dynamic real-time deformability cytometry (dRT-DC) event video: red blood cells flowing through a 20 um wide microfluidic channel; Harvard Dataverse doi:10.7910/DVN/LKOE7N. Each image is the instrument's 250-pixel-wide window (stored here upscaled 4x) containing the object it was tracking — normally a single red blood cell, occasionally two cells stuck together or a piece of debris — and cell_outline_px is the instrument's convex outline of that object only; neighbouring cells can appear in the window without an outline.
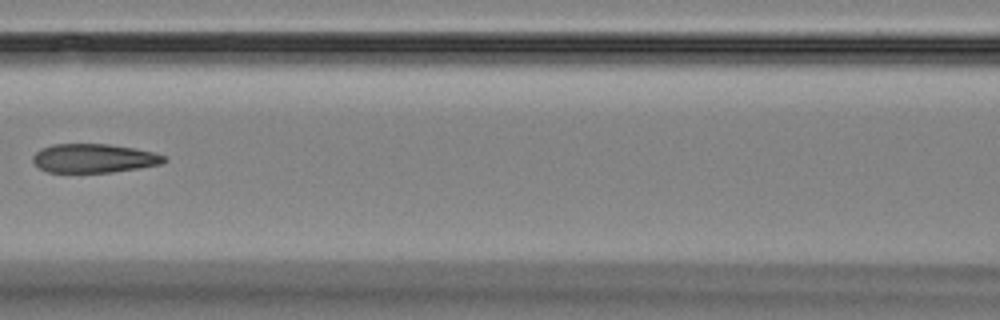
{"species": "Egyptian fruit bat (a non-hibernating species)", "species_latin": "Rousettus aegyptiacus", "temperature_condition": "room temperature", "stored_images_in_passage": 4, "camera_frame_rate_fps": 3000, "um_per_image_px": 0.085, "animal": {"sex": "female"}, "frame": {"image": 1, "passage_image": 4, "time_ms": 3.667, "image_size_px": [1000, 320], "cell_outline_px": [[168, 160], [160, 164], [112, 172], [48, 172], [40, 168], [32, 160], [32, 156], [40, 148], [52, 144], [108, 144], [132, 148], [152, 152], [164, 156]], "centroid_in_image_um": [7.94, 13.45], "position_along_channel_um": 158.7, "area_um2": 21.85}}